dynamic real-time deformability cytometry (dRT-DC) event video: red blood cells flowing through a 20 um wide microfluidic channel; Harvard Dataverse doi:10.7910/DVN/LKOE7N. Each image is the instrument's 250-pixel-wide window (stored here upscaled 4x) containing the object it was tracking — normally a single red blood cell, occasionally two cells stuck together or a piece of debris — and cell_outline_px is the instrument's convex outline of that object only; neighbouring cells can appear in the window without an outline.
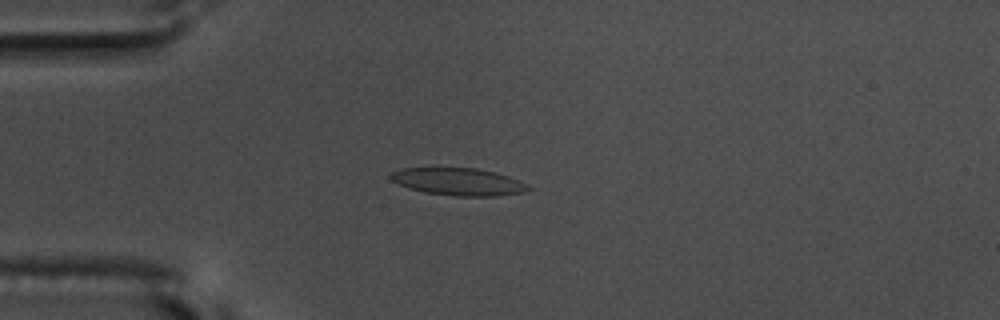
{"species": "common noctule bat (a hibernating species)", "species_latin": "Nyctalus noctula", "temperature_condition": "warm", "stored_images_in_passage": 39, "camera_frame_rate_fps": 3000, "um_per_image_px": 0.085, "animal": {"sex": "male", "body_mass_g": 17.5, "forearm_length_mm": 52.3}, "frame": {"image": 1, "passage_image": 4, "time_ms": 1.0, "image_size_px": [1000, 320], "cell_outline_px": [[532, 188], [524, 192], [496, 196], [452, 196], [424, 192], [408, 188], [392, 180], [388, 176], [392, 172], [400, 168], [476, 168], [496, 172], [508, 176], [528, 184]], "centroid_in_image_um": [38.97, 15.45], "position_along_channel_um": 46.0, "area_um2": 22.02}}
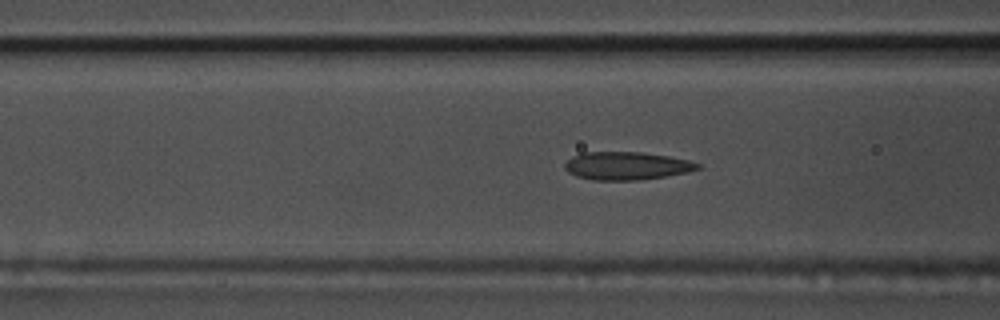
{"frame": {"image": 2, "passage_image": 11, "time_ms": 3.333, "image_size_px": [1000, 320], "cell_outline_px": [[700, 168], [688, 172], [664, 176], [636, 180], [592, 180], [576, 176], [568, 172], [564, 168], [564, 164], [572, 156], [584, 152], [640, 152], [668, 156], [688, 160], [700, 164]], "centroid_in_image_um": [53.23, 14.09], "position_along_channel_um": 113.4, "area_um2": 21.56}}
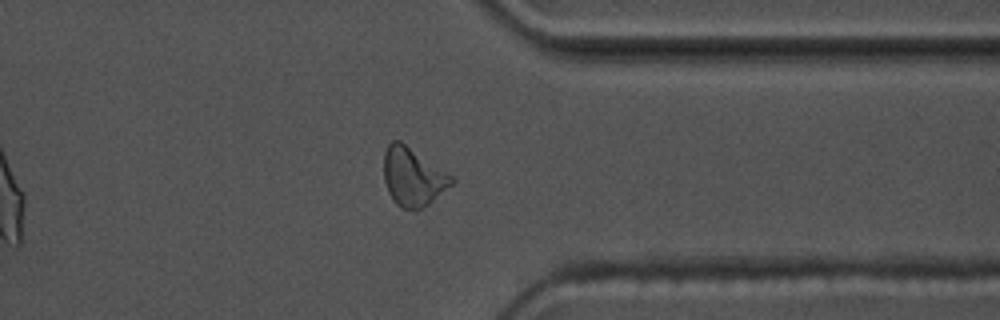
{"frame": {"image": 3, "passage_image": 33, "time_ms": 10.667, "image_size_px": [1000, 320], "cell_outline_px": [[456, 180], [452, 184], [424, 208], [400, 208], [392, 200], [388, 192], [384, 180], [384, 152], [388, 144], [392, 140], [400, 140], [456, 176]], "centroid_in_image_um": [35.12, 15.0], "position_along_channel_um": 376.3, "area_um2": 23.41}, "authors_computed_cell_mechanics": {"area_um2": 21.9062, "velocity_mm_per_s": 3.6479, "shape_relaxation_time_tau1_ms": null, "shape_relaxation_time_tau2_ms": 1.7692, "deformation_change_tau1": null, "deformation_change_tau2": 0.086}}